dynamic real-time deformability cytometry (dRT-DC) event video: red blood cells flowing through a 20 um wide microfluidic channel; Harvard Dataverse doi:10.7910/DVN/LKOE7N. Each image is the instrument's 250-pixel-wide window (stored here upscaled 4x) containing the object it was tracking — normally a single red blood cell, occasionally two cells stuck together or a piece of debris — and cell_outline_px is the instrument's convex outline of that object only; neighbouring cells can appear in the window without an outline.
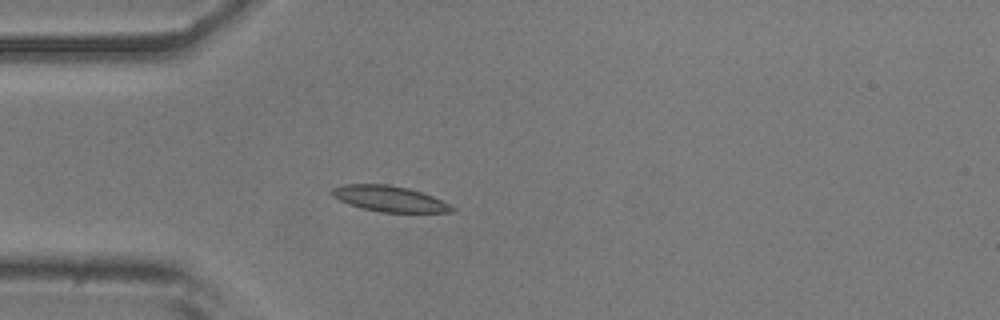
{"species": "common noctule bat (a hibernating species)", "species_latin": "Nyctalus noctula", "temperature_condition": "room temperature", "stored_images_in_passage": 40, "camera_frame_rate_fps": 3000, "um_per_image_px": 0.085, "animal": {"sex": "male", "body_mass_g": 20.5, "forearm_length_mm": 52.5}, "frame": {"image": 1, "passage_image": 1, "time_ms": 0.0, "image_size_px": [1000, 320], "cell_outline_px": [[456, 212], [380, 212], [348, 204], [332, 196], [328, 192], [332, 188], [344, 184], [388, 184], [408, 188], [432, 196], [456, 208]], "centroid_in_image_um": [33.06, 16.89], "position_along_channel_um": 51.9, "area_um2": 17.92}}
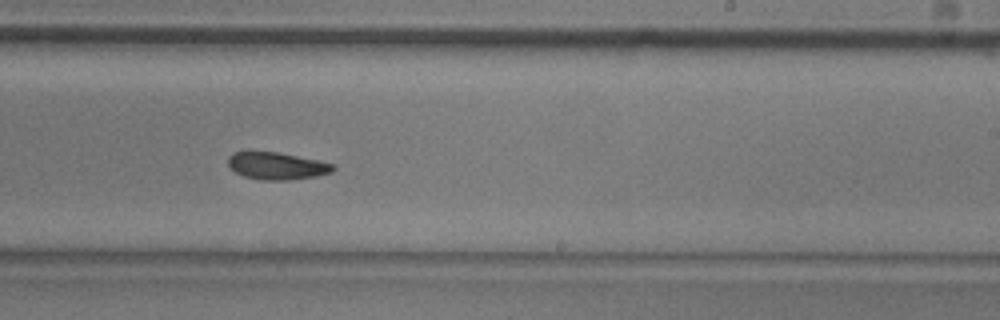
{"frame": {"image": 2, "passage_image": 19, "time_ms": 6.0, "image_size_px": [1000, 320], "cell_outline_px": [[336, 168], [332, 172], [316, 176], [292, 180], [260, 180], [244, 176], [236, 172], [228, 164], [228, 156], [232, 152], [276, 152], [336, 164]], "centroid_in_image_um": [23.55, 14.11], "position_along_channel_um": 265.4, "area_um2": 16.59}}
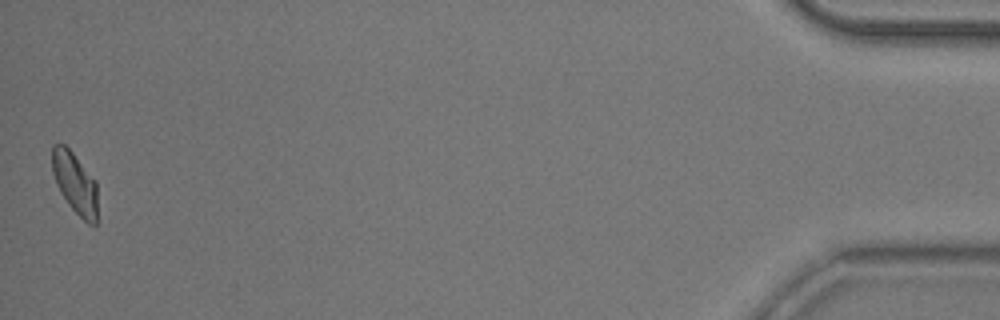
{"frame": {"image": 3, "passage_image": 40, "time_ms": 13.0, "image_size_px": [1000, 320], "cell_outline_px": [[96, 224], [88, 224], [68, 204], [60, 192], [56, 184], [52, 172], [52, 144], [64, 144], [72, 152], [96, 180]], "centroid_in_image_um": [6.35, 15.53], "position_along_channel_um": 428.9, "area_um2": 16.07}, "authors_computed_cell_mechanics": {"area_um2": 17.051, "velocity_mm_per_s": 3.6931, "shape_relaxation_time_tau1_ms": 5.2336, "shape_relaxation_time_tau2_ms": 6.0594, "deformation_change_tau1": 0.1194, "deformation_change_tau2": 0.114}}